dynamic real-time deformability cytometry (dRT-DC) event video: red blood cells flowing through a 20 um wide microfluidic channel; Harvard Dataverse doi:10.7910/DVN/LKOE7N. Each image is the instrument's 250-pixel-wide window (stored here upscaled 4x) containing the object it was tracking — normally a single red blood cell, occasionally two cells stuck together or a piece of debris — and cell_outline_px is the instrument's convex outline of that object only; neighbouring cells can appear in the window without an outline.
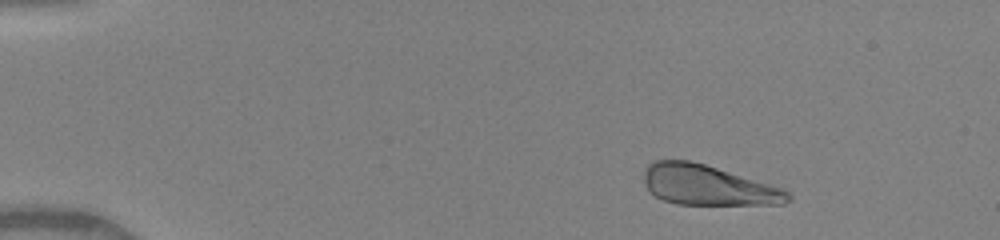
{"species": "human", "species_latin": "Homo sapiens", "temperature_condition": "warm", "stored_images_in_passage": 38, "camera_frame_rate_fps": 3000, "um_per_image_px": 0.085, "donor": {"sex": "female"}, "frame": {"image": 1, "passage_image": 1, "time_ms": 0.0, "image_size_px": [1000, 240], "cell_outline_px": [[792, 200], [784, 204], [676, 204], [664, 200], [656, 196], [648, 188], [644, 180], [644, 168], [648, 164], [656, 160], [688, 160], [704, 164], [784, 188], [792, 196]], "centroid_in_image_um": [60.19, 15.74], "position_along_channel_um": 24.8, "area_um2": 33.52}}
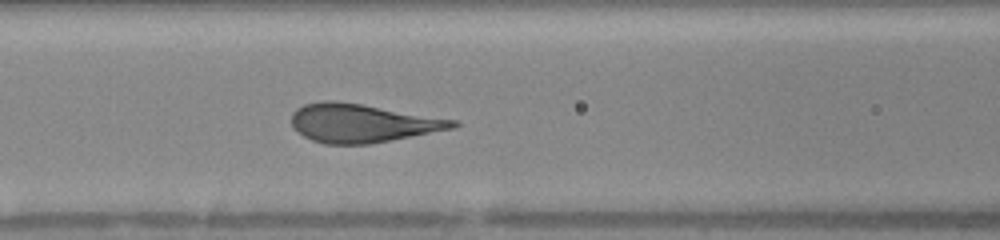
{"frame": {"image": 2, "passage_image": 16, "time_ms": 5.0, "image_size_px": [1000, 240], "cell_outline_px": [[460, 124], [456, 128], [368, 144], [324, 144], [312, 140], [304, 136], [292, 124], [292, 112], [296, 108], [304, 104], [324, 100], [336, 100], [456, 120]], "centroid_in_image_um": [30.77, 10.46], "position_along_channel_um": 135.8, "area_um2": 35.84}}
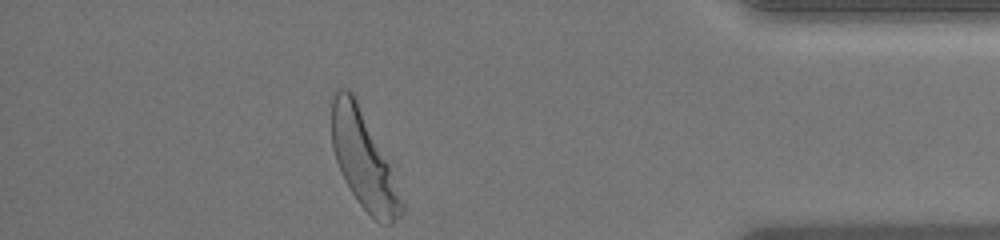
{"frame": {"image": 3, "passage_image": 38, "time_ms": 12.333, "image_size_px": [1000, 240], "cell_outline_px": [[404, 212], [392, 224], [380, 224], [356, 200], [344, 180], [336, 160], [332, 148], [332, 96], [336, 88], [348, 88], [352, 92], [388, 164], [404, 204]], "centroid_in_image_um": [30.87, 13.63], "position_along_channel_um": 404.3, "area_um2": 38.38}, "authors_computed_cell_mechanics": {"area_um2": 36.2406, "velocity_mm_per_s": 4.101, "shape_relaxation_time_tau1_ms": 2.6105, "shape_relaxation_time_tau2_ms": null, "deformation_change_tau1": 0.175, "deformation_change_tau2": null}}